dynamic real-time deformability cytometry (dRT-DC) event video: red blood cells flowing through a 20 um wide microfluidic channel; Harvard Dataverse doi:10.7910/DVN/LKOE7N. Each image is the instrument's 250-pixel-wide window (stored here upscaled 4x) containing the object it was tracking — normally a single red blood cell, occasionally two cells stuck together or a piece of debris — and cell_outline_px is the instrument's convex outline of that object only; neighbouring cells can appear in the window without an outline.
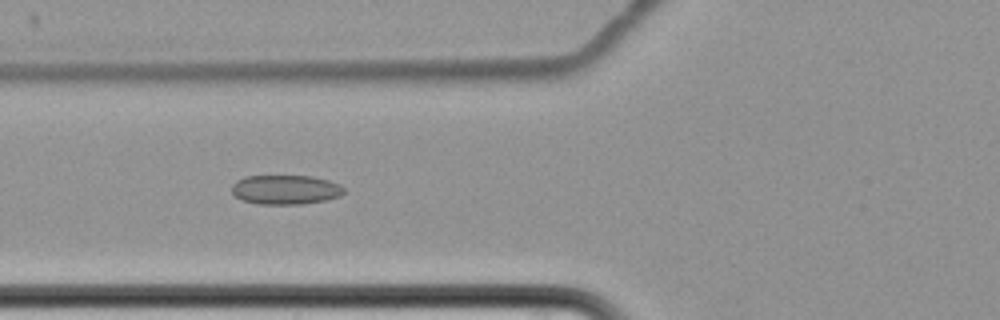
{"species": "common noctule bat (a hibernating species)", "species_latin": "Nyctalus noctula", "temperature_condition": "cold", "stored_images_in_passage": 11, "camera_frame_rate_fps": 3000, "um_per_image_px": 0.085, "animal": {"sex": "female", "body_mass_g": 22.7, "forearm_length_mm": 54.2}, "frame": {"image": 1, "passage_image": 7, "time_ms": 8.667, "image_size_px": [1000, 320], "cell_outline_px": [[344, 192], [340, 196], [324, 200], [300, 204], [260, 204], [240, 200], [232, 192], [232, 184], [236, 180], [244, 176], [312, 176], [328, 180], [340, 184], [344, 188]], "centroid_in_image_um": [24.25, 16.11], "position_along_channel_um": 101.6, "area_um2": 19.25}}
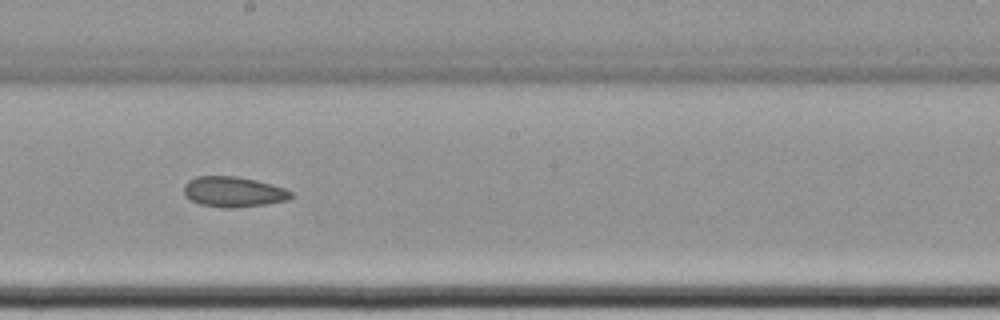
{"frame": {"image": 2, "passage_image": 10, "time_ms": 12.333, "image_size_px": [1000, 320], "cell_outline_px": [[292, 196], [288, 200], [264, 204], [232, 208], [224, 208], [200, 204], [184, 196], [184, 184], [188, 180], [196, 176], [236, 176], [256, 180], [272, 184], [284, 188], [292, 192]], "centroid_in_image_um": [19.82, 16.3], "position_along_channel_um": 228.4, "area_um2": 18.96}}
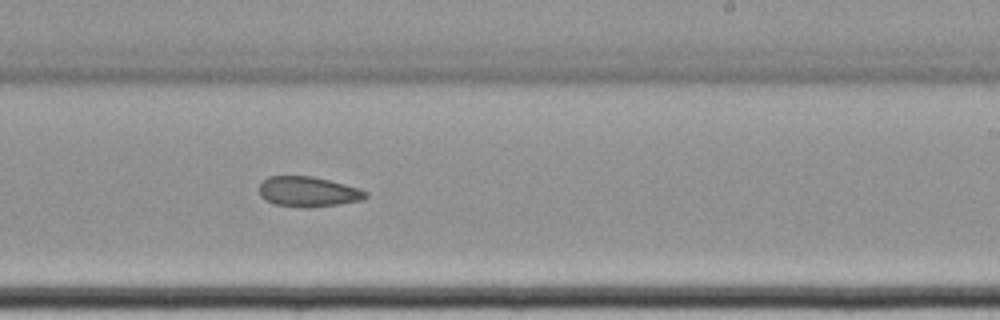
{"frame": {"image": 3, "passage_image": 11, "time_ms": 13.333, "image_size_px": [1000, 320], "cell_outline_px": [[368, 196], [364, 200], [340, 204], [308, 208], [304, 208], [276, 204], [260, 196], [260, 184], [268, 176], [312, 176], [360, 188], [368, 192]], "centroid_in_image_um": [26.24, 16.3], "position_along_channel_um": 262.8, "area_um2": 18.73}}